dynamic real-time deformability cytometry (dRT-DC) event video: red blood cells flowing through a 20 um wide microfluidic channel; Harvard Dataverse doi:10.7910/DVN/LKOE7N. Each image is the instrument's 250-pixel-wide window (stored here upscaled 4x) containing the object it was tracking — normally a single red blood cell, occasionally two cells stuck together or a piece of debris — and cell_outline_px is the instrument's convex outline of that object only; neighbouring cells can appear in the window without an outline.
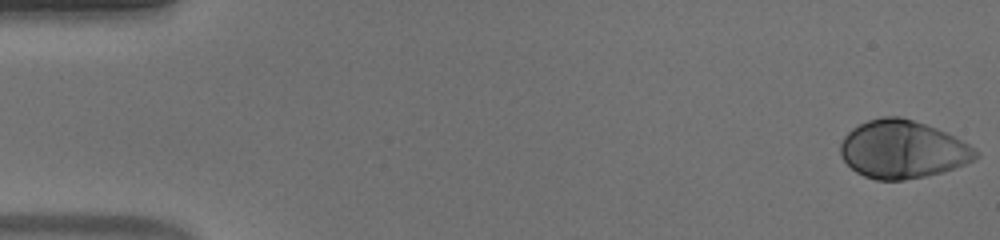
{"species": "human", "species_latin": "Homo sapiens", "temperature_condition": "warm", "stored_images_in_passage": 53, "camera_frame_rate_fps": 3000, "um_per_image_px": 0.085, "donor": {"sex": "male"}, "frame": {"image": 1, "passage_image": 1, "time_ms": 0.0, "image_size_px": [1000, 240], "cell_outline_px": [[980, 156], [976, 160], [940, 172], [924, 176], [904, 180], [876, 180], [864, 176], [856, 172], [844, 160], [840, 152], [840, 144], [844, 136], [852, 128], [868, 120], [880, 116], [900, 116], [936, 128], [968, 144], [980, 152]], "centroid_in_image_um": [76.7, 12.7], "position_along_channel_um": 8.3, "area_um2": 45.37}}
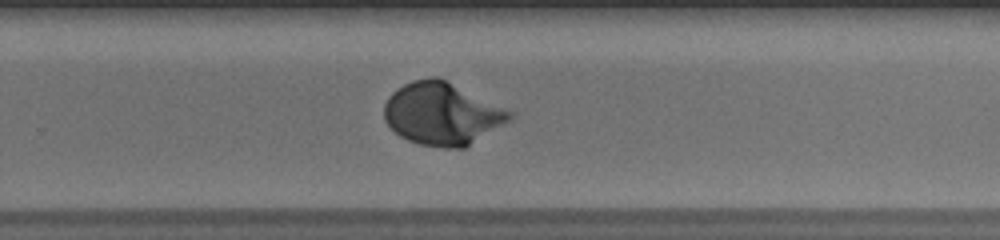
{"frame": {"image": 2, "passage_image": 35, "time_ms": 11.333, "image_size_px": [1000, 240], "cell_outline_px": [[516, 112], [512, 120], [464, 148], [444, 148], [420, 144], [408, 140], [400, 136], [384, 120], [384, 104], [388, 96], [396, 88], [412, 80], [432, 76], [436, 76]], "centroid_in_image_um": [37.6, 9.66], "position_along_channel_um": 292.2, "area_um2": 45.89}}
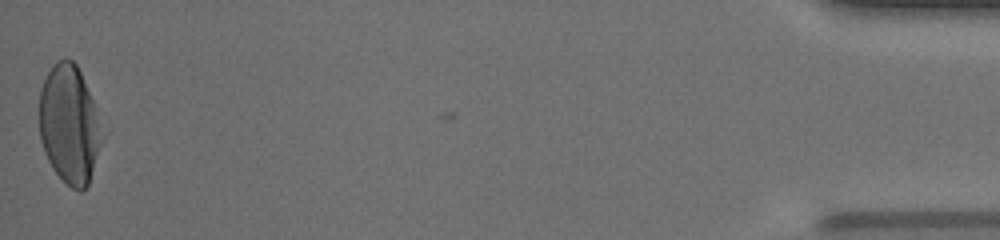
{"frame": {"image": 3, "passage_image": 53, "time_ms": 17.333, "image_size_px": [1000, 240], "cell_outline_px": [[108, 132], [88, 184], [80, 192], [72, 188], [52, 168], [44, 152], [40, 140], [40, 88], [48, 72], [56, 60], [72, 60], [76, 64], [80, 72]], "centroid_in_image_um": [5.97, 10.6], "position_along_channel_um": 429.2, "area_um2": 44.1}, "authors_computed_cell_mechanics": {"area_um2": 43.8124, "velocity_mm_per_s": 3.8548, "shape_relaxation_time_tau1_ms": 2.6827, "shape_relaxation_time_tau2_ms": null, "deformation_change_tau1": 0.1935, "deformation_change_tau2": null}}